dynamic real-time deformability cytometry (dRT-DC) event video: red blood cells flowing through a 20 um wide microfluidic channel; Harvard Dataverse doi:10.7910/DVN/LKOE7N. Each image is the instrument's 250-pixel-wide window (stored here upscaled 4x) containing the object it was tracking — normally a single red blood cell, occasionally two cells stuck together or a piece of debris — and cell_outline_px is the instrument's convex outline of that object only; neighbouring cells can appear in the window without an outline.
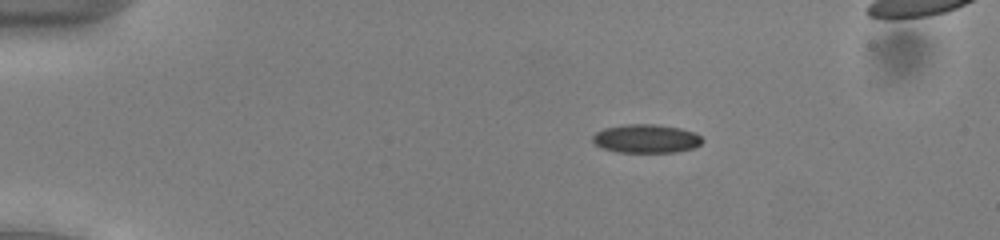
{"species": "common noctule bat (a hibernating species)", "species_latin": "Nyctalus noctula", "temperature_condition": "cold", "stored_images_in_passage": 53, "camera_frame_rate_fps": 3000, "um_per_image_px": 0.085, "animal": {"sex": "male", "body_mass_g": 13.0, "forearm_length_mm": 53.1}, "frame": {"image": 1, "passage_image": 11, "time_ms": 3.333, "image_size_px": [1000, 240], "cell_outline_px": [[704, 140], [700, 144], [692, 148], [676, 152], [616, 152], [604, 148], [596, 144], [592, 140], [592, 136], [596, 132], [604, 128], [620, 124], [656, 124], [680, 128], [696, 132]], "centroid_in_image_um": [54.92, 11.77], "position_along_channel_um": 30.1, "area_um2": 18.38}}
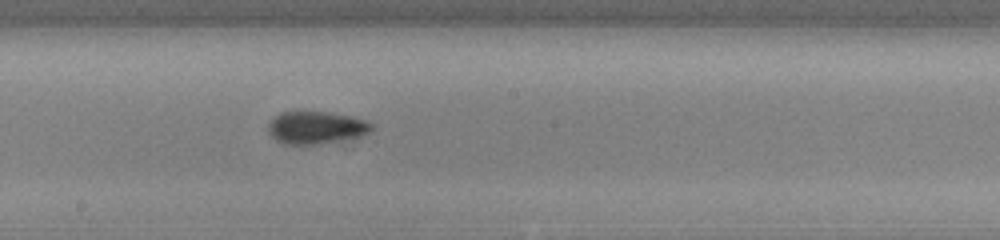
{"frame": {"image": 2, "passage_image": 31, "time_ms": 10.0, "image_size_px": [1000, 240], "cell_outline_px": [[372, 128], [368, 132], [360, 136], [312, 144], [284, 144], [276, 140], [268, 132], [268, 124], [280, 112], [328, 112], [352, 116], [368, 120], [372, 124]], "centroid_in_image_um": [26.86, 10.83], "position_along_channel_um": 221.3, "area_um2": 19.25}}
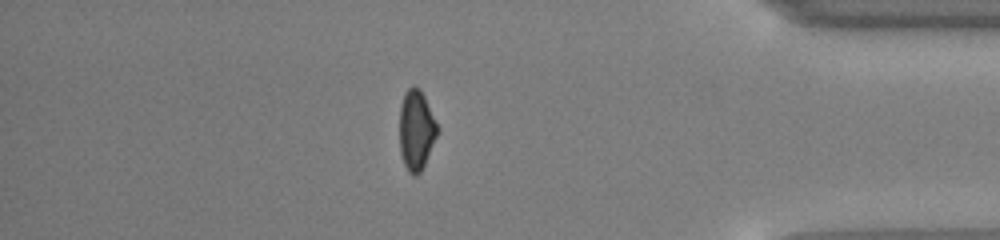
{"frame": {"image": 3, "passage_image": 47, "time_ms": 15.333, "image_size_px": [1000, 240], "cell_outline_px": [[440, 132], [420, 172], [416, 176], [412, 176], [408, 172], [404, 164], [400, 152], [400, 104], [404, 92], [412, 84], [420, 88], [440, 128]], "centroid_in_image_um": [35.4, 11.04], "position_along_channel_um": 399.8, "area_um2": 18.03}}